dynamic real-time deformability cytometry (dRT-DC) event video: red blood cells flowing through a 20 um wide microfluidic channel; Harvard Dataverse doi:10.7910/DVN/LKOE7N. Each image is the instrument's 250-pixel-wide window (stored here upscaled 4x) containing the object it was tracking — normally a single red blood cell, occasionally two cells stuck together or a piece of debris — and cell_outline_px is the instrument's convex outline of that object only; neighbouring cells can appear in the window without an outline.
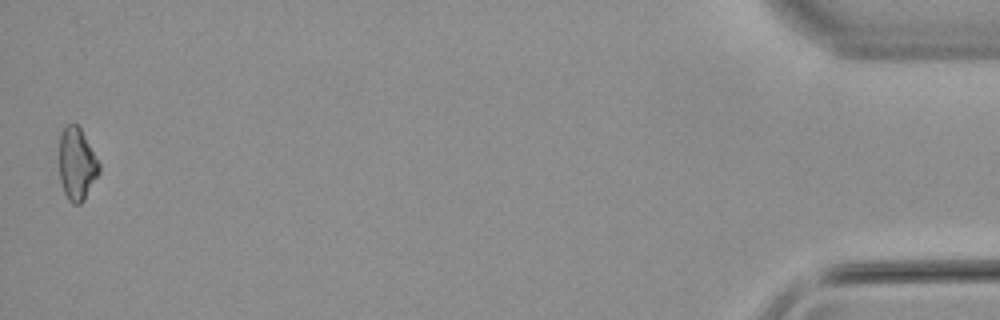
{"species": "common noctule bat (a hibernating species)", "species_latin": "Nyctalus noctula", "temperature_condition": "warm", "stored_images_in_passage": 45, "camera_frame_rate_fps": 3000, "um_per_image_px": 0.085, "animal": {"sex": "male", "body_mass_g": 21.5, "forearm_length_mm": 52.0}, "frame": {"image": 1, "passage_image": 45, "time_ms": 14.667, "image_size_px": [1000, 320], "cell_outline_px": [[100, 172], [84, 200], [80, 204], [72, 204], [68, 200], [64, 192], [60, 180], [60, 132], [64, 124], [76, 124], [80, 128], [100, 164]], "centroid_in_image_um": [6.53, 13.95], "position_along_channel_um": 428.7, "area_um2": 16.82}, "authors_computed_cell_mechanics": {"area_um2": 17.5712, "velocity_mm_per_s": 3.8378, "shape_relaxation_time_tau1_ms": null, "shape_relaxation_time_tau2_ms": 8.6504, "deformation_change_tau1": null, "deformation_change_tau2": 0.1872}}